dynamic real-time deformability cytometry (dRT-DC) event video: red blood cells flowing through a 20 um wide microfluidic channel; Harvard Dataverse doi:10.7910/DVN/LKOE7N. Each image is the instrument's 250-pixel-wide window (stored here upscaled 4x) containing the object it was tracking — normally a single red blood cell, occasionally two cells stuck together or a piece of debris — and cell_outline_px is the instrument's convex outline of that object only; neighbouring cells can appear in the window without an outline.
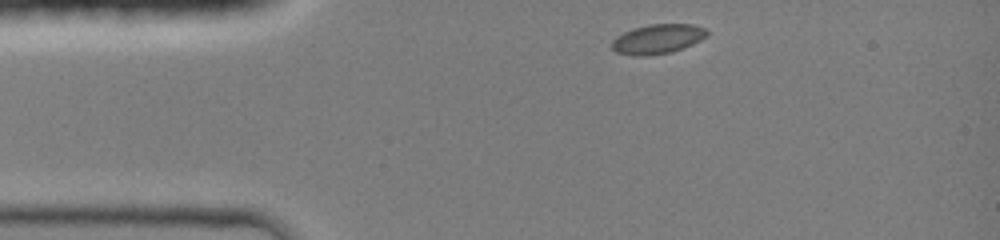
{"species": "common noctule bat (a hibernating species)", "species_latin": "Nyctalus noctula", "temperature_condition": "room temperature", "stored_images_in_passage": 9, "camera_frame_rate_fps": 3000, "um_per_image_px": 0.085, "animal": {"sex": "female", "body_mass_g": 19.0, "forearm_length_mm": 51.5}, "frame": {"image": 1, "passage_image": 1, "time_ms": 0.0, "image_size_px": [1000, 240], "cell_outline_px": [[708, 36], [692, 44], [672, 52], [648, 56], [632, 56], [616, 52], [612, 48], [612, 40], [616, 36], [624, 32], [648, 24], [692, 24], [704, 28], [708, 32]], "centroid_in_image_um": [55.89, 3.32], "position_along_channel_um": 29.1, "area_um2": 16.42}}
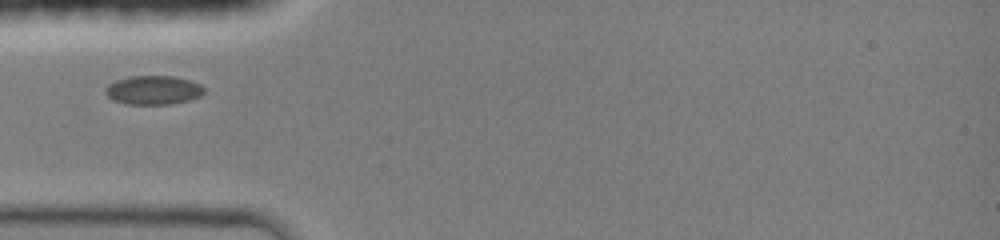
{"frame": {"image": 2, "passage_image": 8, "time_ms": 2.0, "image_size_px": [1000, 240], "cell_outline_px": [[204, 92], [200, 96], [188, 100], [168, 104], [128, 104], [112, 100], [104, 92], [104, 88], [108, 84], [116, 80], [128, 76], [172, 76], [188, 80], [200, 84], [204, 88]], "centroid_in_image_um": [12.99, 7.65], "position_along_channel_um": 72.0, "area_um2": 16.59}}